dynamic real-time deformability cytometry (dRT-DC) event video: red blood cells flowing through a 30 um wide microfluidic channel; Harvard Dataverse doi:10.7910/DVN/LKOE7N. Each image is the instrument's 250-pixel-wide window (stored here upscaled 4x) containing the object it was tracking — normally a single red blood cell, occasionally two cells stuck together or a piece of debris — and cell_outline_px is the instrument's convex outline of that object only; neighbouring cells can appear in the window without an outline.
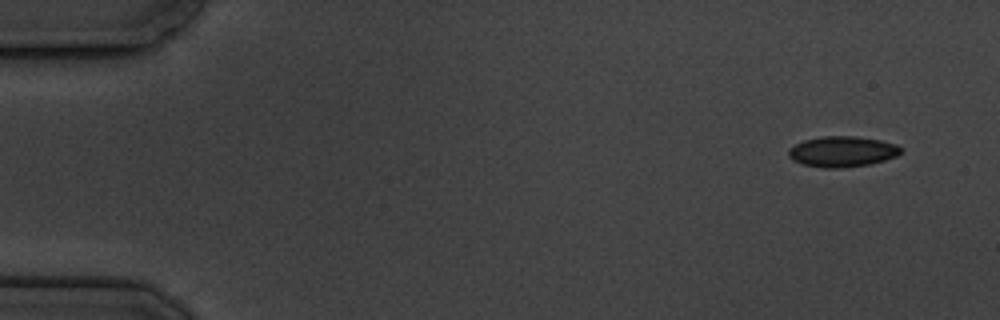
{"species": "common noctule bat (a hibernating species)", "species_latin": "Nyctalus noctula", "temperature_condition": "cold", "stored_images_in_passage": 15, "camera_frame_rate_fps": 3000, "um_per_image_px": 0.085, "animal": {"sex": "male", "body_mass_g": 19.5, "forearm_length_mm": 54.6}, "frame": {"image": 1, "passage_image": 1, "time_ms": 0.0, "image_size_px": [1000, 320], "cell_outline_px": [[904, 148], [896, 156], [884, 160], [868, 164], [840, 168], [824, 168], [804, 164], [792, 160], [788, 156], [788, 148], [804, 140], [824, 136], [856, 136], [880, 140], [896, 144]], "centroid_in_image_um": [71.59, 12.88], "position_along_channel_um": 13.4, "area_um2": 20.0}}
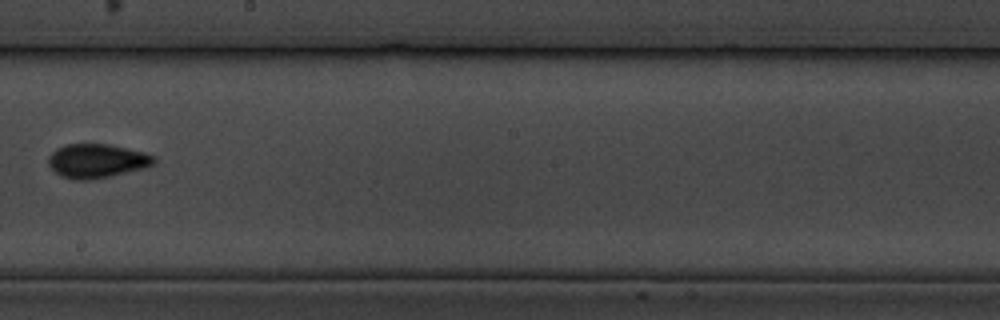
{"frame": {"image": 2, "passage_image": 9, "time_ms": 10.0, "image_size_px": [1000, 320], "cell_outline_px": [[156, 164], [148, 168], [112, 176], [92, 180], [72, 180], [60, 176], [48, 164], [48, 156], [56, 148], [64, 144], [108, 144], [144, 152], [156, 156]], "centroid_in_image_um": [8.27, 13.69], "position_along_channel_um": 239.9, "area_um2": 21.39}}
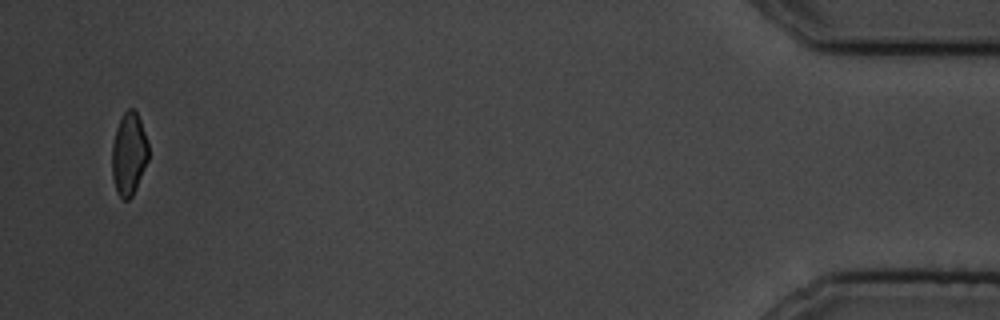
{"frame": {"image": 3, "passage_image": 15, "time_ms": 17.667, "image_size_px": [1000, 320], "cell_outline_px": [[148, 160], [136, 188], [132, 196], [128, 200], [124, 200], [116, 192], [112, 176], [112, 144], [116, 128], [124, 112], [128, 108], [132, 108], [136, 112], [140, 120], [148, 140]], "centroid_in_image_um": [10.95, 13.09], "position_along_channel_um": 424.2, "area_um2": 17.57}, "authors_computed_cell_mechanics": {"area_um2": 19.5942, "velocity_mm_per_s": 3.4521, "shape_relaxation_time_tau1_ms": 8.0155, "shape_relaxation_time_tau2_ms": 2.5966, "deformation_change_tau1": 0.1311, "deformation_change_tau2": 0.0578}}